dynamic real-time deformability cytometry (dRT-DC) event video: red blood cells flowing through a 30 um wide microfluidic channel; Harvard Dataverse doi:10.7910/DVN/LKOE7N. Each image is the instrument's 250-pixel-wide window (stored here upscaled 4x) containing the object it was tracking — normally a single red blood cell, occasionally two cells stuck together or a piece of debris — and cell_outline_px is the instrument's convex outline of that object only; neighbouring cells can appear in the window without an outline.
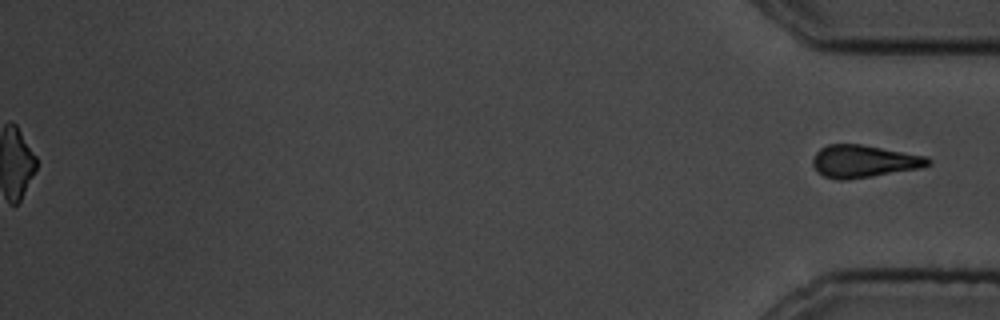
{"species": "common noctule bat (a hibernating species)", "species_latin": "Nyctalus noctula", "temperature_condition": "cold", "stored_images_in_passage": 44, "segment_of_instrument_passage": [2, 2], "camera_frame_rate_fps": 3000, "um_per_image_px": 0.085, "animal": {"sex": "male", "body_mass_g": 19.5, "forearm_length_mm": 54.6}, "frame": {"image": 1, "passage_image": 44, "time_ms": 14.333, "image_size_px": [1000, 320], "cell_outline_px": [[932, 164], [920, 168], [844, 180], [836, 180], [824, 176], [816, 172], [812, 164], [812, 160], [816, 152], [820, 148], [828, 144], [860, 144], [928, 156], [932, 160]], "centroid_in_image_um": [73.42, 13.7], "position_along_channel_um": 361.8, "area_um2": 21.85}}